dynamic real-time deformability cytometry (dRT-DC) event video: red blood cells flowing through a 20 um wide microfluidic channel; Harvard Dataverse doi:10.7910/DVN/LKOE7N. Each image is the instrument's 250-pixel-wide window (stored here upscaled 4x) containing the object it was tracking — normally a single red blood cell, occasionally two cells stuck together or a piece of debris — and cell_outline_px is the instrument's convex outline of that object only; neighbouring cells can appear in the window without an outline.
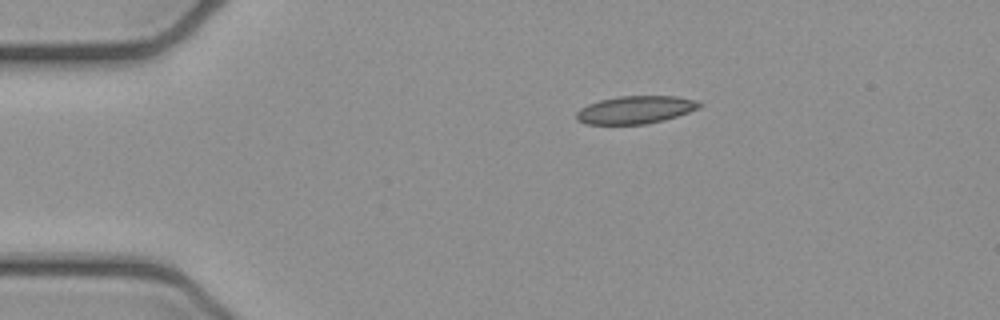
{"species": "common noctule bat (a hibernating species)", "species_latin": "Nyctalus noctula", "temperature_condition": "cold", "stored_images_in_passage": 2, "camera_frame_rate_fps": 3000, "um_per_image_px": 0.085, "animal": {"sex": "female", "body_mass_g": 21.9}, "frame": {"image": 1, "passage_image": 1, "time_ms": 0.0, "image_size_px": [1000, 320], "cell_outline_px": [[704, 104], [700, 108], [664, 120], [644, 124], [584, 124], [576, 120], [576, 112], [580, 108], [588, 104], [600, 100], [620, 96], [676, 96], [696, 100]], "centroid_in_image_um": [54.01, 9.33], "position_along_channel_um": 31.0, "area_um2": 19.94}}